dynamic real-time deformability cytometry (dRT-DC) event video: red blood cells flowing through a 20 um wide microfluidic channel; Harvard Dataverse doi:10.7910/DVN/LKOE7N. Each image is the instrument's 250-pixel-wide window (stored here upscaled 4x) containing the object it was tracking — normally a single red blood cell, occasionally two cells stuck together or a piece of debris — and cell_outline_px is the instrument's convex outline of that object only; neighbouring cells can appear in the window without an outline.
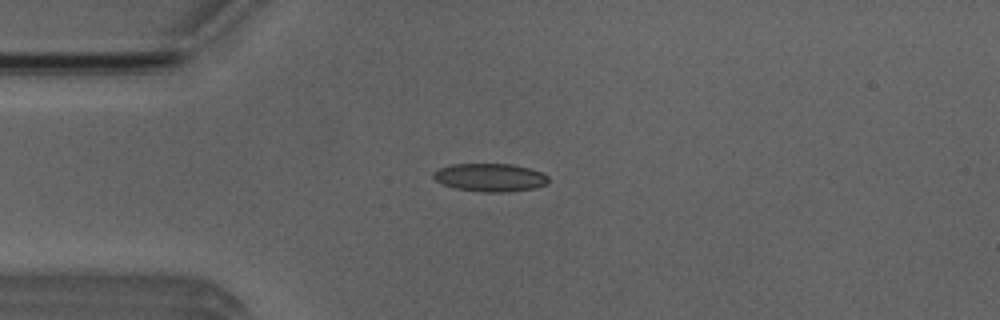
{"species": "Egyptian fruit bat (a non-hibernating species)", "species_latin": "Rousettus aegyptiacus", "temperature_condition": "room temperature", "stored_images_in_passage": 6, "camera_frame_rate_fps": 3000, "um_per_image_px": 0.085, "animal": {"sex": "male"}, "frame": {"image": 1, "passage_image": 4, "time_ms": 3.333, "image_size_px": [1000, 320], "cell_outline_px": [[548, 184], [536, 188], [508, 192], [484, 192], [456, 188], [444, 184], [436, 180], [432, 176], [432, 172], [440, 168], [452, 164], [512, 164], [528, 168], [540, 172], [548, 176]], "centroid_in_image_um": [41.67, 15.09], "position_along_channel_um": 43.3, "area_um2": 18.79}}
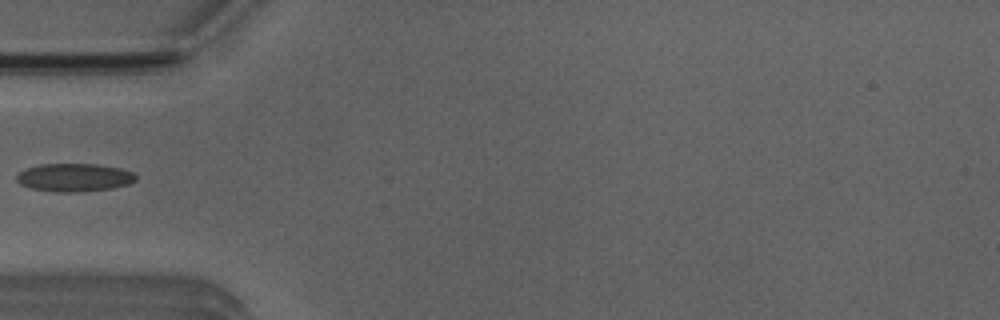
{"frame": {"image": 2, "passage_image": 5, "time_ms": 4.667, "image_size_px": [1000, 320], "cell_outline_px": [[136, 180], [128, 184], [112, 188], [80, 192], [56, 192], [32, 188], [20, 184], [16, 180], [16, 176], [20, 172], [28, 168], [40, 164], [96, 164], [120, 168], [132, 172], [136, 176]], "centroid_in_image_um": [6.32, 15.09], "position_along_channel_um": 78.7, "area_um2": 19.42}}